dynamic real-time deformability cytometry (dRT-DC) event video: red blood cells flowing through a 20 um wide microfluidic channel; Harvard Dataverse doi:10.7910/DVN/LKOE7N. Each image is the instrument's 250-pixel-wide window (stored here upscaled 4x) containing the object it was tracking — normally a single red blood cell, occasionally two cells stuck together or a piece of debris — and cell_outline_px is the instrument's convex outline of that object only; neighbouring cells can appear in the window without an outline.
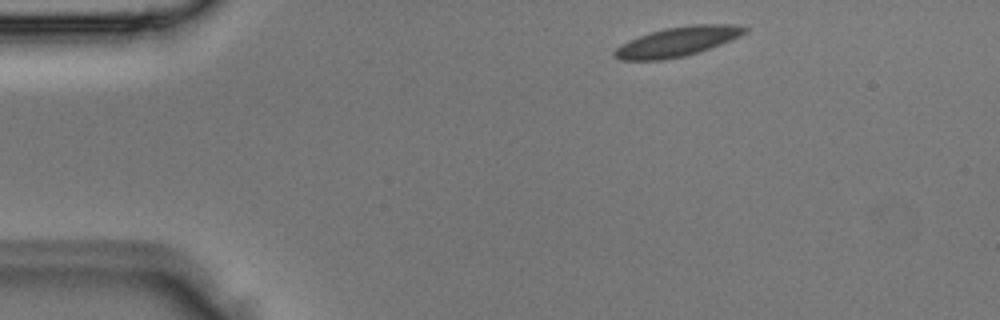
{"species": "Egyptian fruit bat (a non-hibernating species)", "species_latin": "Rousettus aegyptiacus", "temperature_condition": "room temperature", "stored_images_in_passage": 5, "camera_frame_rate_fps": 3000, "um_per_image_px": 0.085, "animal": {"sex": "male"}, "frame": {"image": 1, "passage_image": 5, "time_ms": 1.333, "image_size_px": [1000, 320], "cell_outline_px": [[748, 28], [740, 36], [720, 44], [684, 56], [664, 60], [620, 60], [612, 56], [612, 52], [620, 44], [628, 40], [652, 32], [668, 28], [692, 24], [736, 24]], "centroid_in_image_um": [57.53, 3.54], "position_along_channel_um": 27.5, "area_um2": 22.14}}